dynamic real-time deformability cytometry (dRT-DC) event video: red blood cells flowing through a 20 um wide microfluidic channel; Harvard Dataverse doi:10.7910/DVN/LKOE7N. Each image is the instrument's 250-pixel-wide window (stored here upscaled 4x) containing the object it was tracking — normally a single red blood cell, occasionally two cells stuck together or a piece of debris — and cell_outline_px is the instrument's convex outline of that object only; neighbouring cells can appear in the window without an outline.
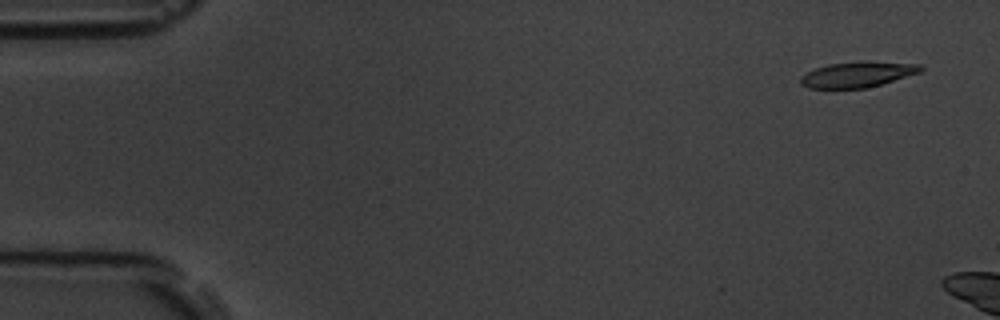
{"species": "common noctule bat (a hibernating species)", "species_latin": "Nyctalus noctula", "temperature_condition": "room temperature", "stored_images_in_passage": 3, "camera_frame_rate_fps": 3000, "um_per_image_px": 0.085, "animal": {"sex": "male", "body_mass_g": 19.5, "forearm_length_mm": 54.6}, "frame": {"image": 1, "passage_image": 1, "time_ms": 0.0, "image_size_px": [1000, 320], "cell_outline_px": [[924, 68], [920, 72], [880, 84], [864, 88], [808, 88], [800, 84], [800, 76], [816, 68], [828, 64], [920, 64]], "centroid_in_image_um": [72.79, 6.39], "position_along_channel_um": 12.2, "area_um2": 16.59}}